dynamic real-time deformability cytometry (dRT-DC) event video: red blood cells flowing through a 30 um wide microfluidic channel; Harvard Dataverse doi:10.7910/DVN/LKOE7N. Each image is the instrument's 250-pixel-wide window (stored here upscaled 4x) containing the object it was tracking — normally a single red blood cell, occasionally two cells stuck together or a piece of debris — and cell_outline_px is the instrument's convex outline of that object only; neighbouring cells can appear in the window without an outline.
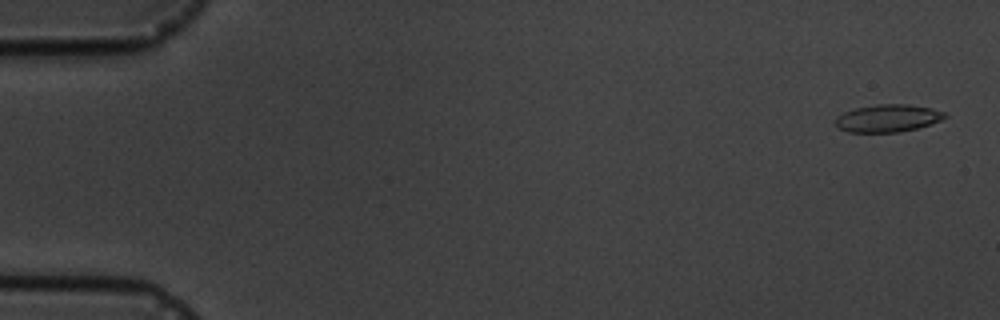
{"species": "common noctule bat (a hibernating species)", "species_latin": "Nyctalus noctula", "temperature_condition": "cold", "stored_images_in_passage": 5, "camera_frame_rate_fps": 3000, "um_per_image_px": 0.085, "animal": {"sex": "male", "body_mass_g": 19.5, "forearm_length_mm": 54.6}, "frame": {"image": 1, "passage_image": 1, "time_ms": 0.0, "image_size_px": [1000, 320], "cell_outline_px": [[948, 116], [940, 120], [916, 128], [900, 132], [848, 132], [836, 128], [836, 116], [844, 112], [856, 108], [876, 104], [908, 104], [932, 108], [944, 112]], "centroid_in_image_um": [75.43, 10.04], "position_along_channel_um": 9.6, "area_um2": 17.51}}